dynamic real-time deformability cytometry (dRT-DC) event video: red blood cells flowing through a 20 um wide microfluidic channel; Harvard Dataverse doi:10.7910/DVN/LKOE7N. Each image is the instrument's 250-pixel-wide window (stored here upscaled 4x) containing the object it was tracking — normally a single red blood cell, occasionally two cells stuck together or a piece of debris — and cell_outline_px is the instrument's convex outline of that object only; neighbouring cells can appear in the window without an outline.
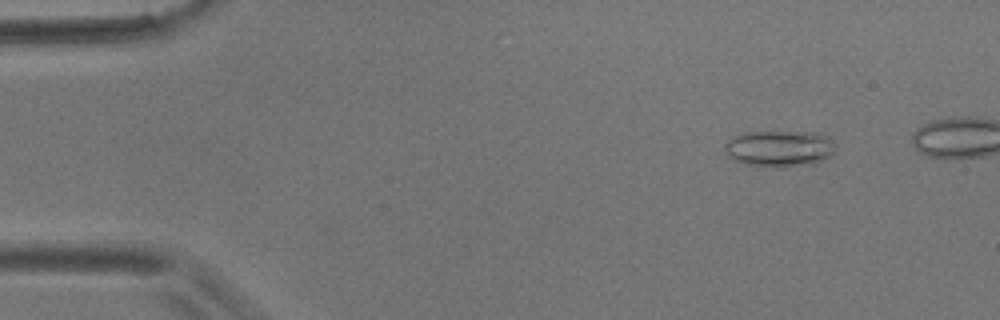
{"species": "common noctule bat (a hibernating species)", "species_latin": "Nyctalus noctula", "temperature_condition": "room temperature", "stored_images_in_passage": 4, "camera_frame_rate_fps": 3000, "um_per_image_px": 0.085, "animal": {"sex": "male", "body_mass_g": 17.9}, "frame": {"image": 1, "passage_image": 1, "time_ms": 0.0, "image_size_px": [1000, 320], "cell_outline_px": [[836, 148], [832, 156], [824, 160], [812, 164], [780, 168], [776, 168], [744, 164], [728, 156], [724, 152], [724, 144], [732, 136], [740, 132], [820, 132], [828, 136], [836, 144]], "centroid_in_image_um": [66.27, 12.62], "position_along_channel_um": 18.7, "area_um2": 24.16}}